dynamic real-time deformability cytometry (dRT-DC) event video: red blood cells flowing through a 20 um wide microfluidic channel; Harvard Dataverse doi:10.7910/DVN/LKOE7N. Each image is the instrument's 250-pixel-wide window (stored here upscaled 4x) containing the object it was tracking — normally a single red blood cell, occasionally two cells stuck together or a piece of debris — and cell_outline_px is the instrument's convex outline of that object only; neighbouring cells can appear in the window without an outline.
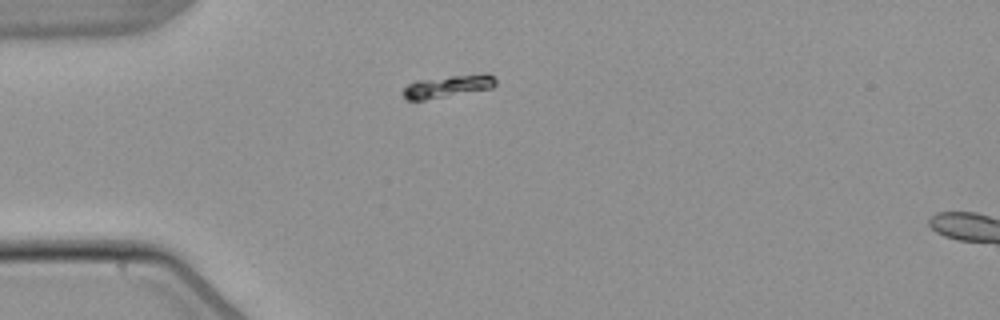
{"species": "common noctule bat (a hibernating species)", "species_latin": "Nyctalus noctula", "temperature_condition": "warm", "stored_images_in_passage": 3, "camera_frame_rate_fps": 3000, "um_per_image_px": 0.085, "animal": {"sex": "male", "body_mass_g": 21.5, "forearm_length_mm": 52.0}, "frame": {"image": 1, "passage_image": 1, "time_ms": 0.0, "image_size_px": [1000, 320], "cell_outline_px": [[496, 84], [492, 88], [424, 100], [404, 100], [404, 88], [408, 84], [416, 80], [484, 72], [488, 72], [496, 80]], "centroid_in_image_um": [38.09, 7.31], "position_along_channel_um": 46.9, "area_um2": 12.08}}
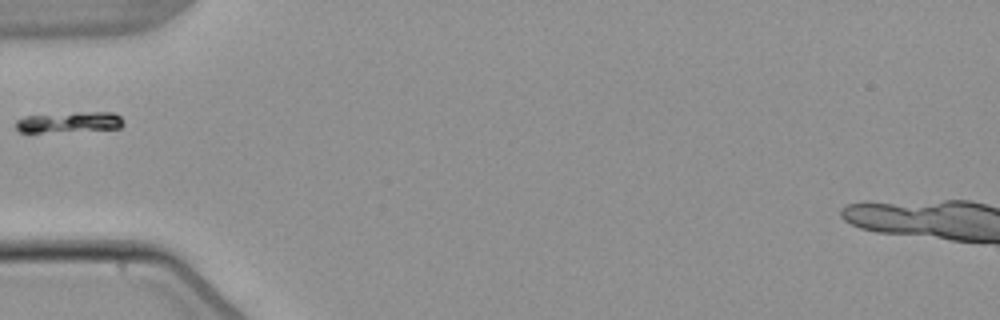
{"frame": {"image": 2, "passage_image": 2, "time_ms": 1.333, "image_size_px": [1000, 320], "cell_outline_px": [[124, 124], [120, 128], [40, 132], [20, 132], [16, 128], [16, 120], [28, 116], [76, 112], [112, 112], [120, 116], [124, 120]], "centroid_in_image_um": [5.92, 10.37], "position_along_channel_um": 79.1, "area_um2": 12.72}}
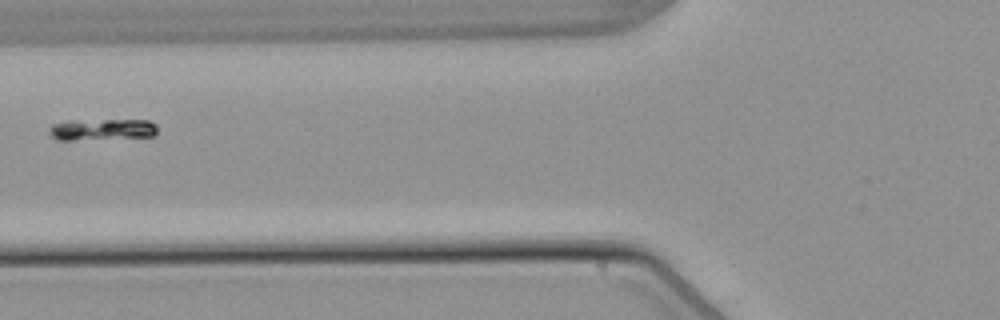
{"frame": {"image": 3, "passage_image": 3, "time_ms": 2.333, "image_size_px": [1000, 320], "cell_outline_px": [[156, 136], [72, 140], [56, 140], [48, 132], [52, 124], [64, 120], [148, 120], [156, 124]], "centroid_in_image_um": [8.64, 11.0], "position_along_channel_um": 117.2, "area_um2": 13.64}}